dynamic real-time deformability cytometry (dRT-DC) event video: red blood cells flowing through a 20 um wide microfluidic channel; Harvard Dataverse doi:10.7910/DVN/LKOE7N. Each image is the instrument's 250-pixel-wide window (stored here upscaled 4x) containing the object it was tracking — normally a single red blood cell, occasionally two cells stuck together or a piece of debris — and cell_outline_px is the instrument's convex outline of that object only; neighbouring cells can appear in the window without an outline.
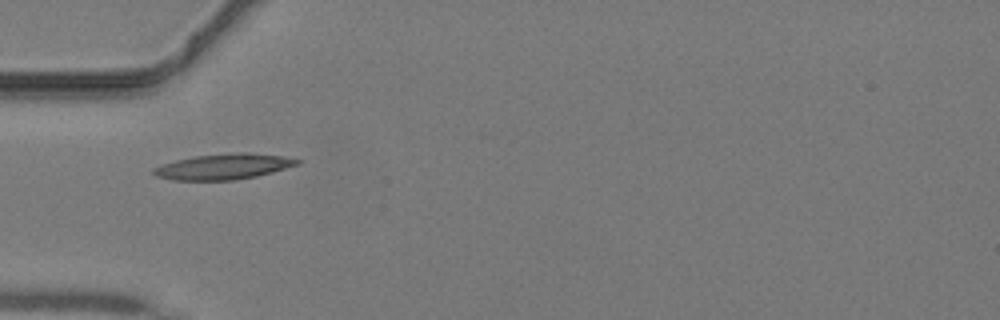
{"species": "common noctule bat (a hibernating species)", "species_latin": "Nyctalus noctula", "temperature_condition": "warm", "stored_images_in_passage": 6, "camera_frame_rate_fps": 3000, "um_per_image_px": 0.085, "animal": {"sex": "male", "body_mass_g": 19.2, "forearm_length_mm": 51.8}, "frame": {"image": 1, "passage_image": 1, "time_ms": 0.0, "image_size_px": [1000, 320], "cell_outline_px": [[304, 160], [300, 164], [272, 172], [256, 176], [236, 180], [172, 180], [156, 176], [152, 172], [152, 168], [176, 160], [196, 156], [240, 152], [248, 152], [284, 156]], "centroid_in_image_um": [19.05, 14.16], "position_along_channel_um": 66.0, "area_um2": 21.44}}
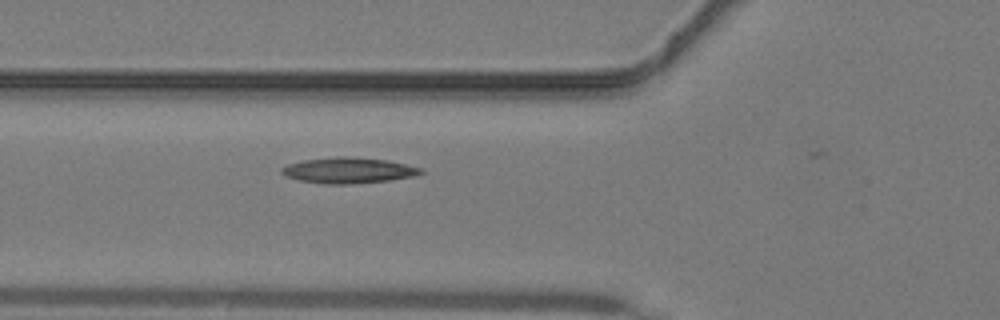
{"frame": {"image": 2, "passage_image": 3, "time_ms": 0.667, "image_size_px": [1000, 320], "cell_outline_px": [[424, 172], [412, 176], [388, 180], [348, 184], [324, 184], [300, 180], [284, 176], [280, 172], [280, 168], [288, 164], [304, 160], [336, 156], [348, 156], [388, 160], [424, 168]], "centroid_in_image_um": [29.6, 14.47], "position_along_channel_um": 96.2, "area_um2": 20.92}}
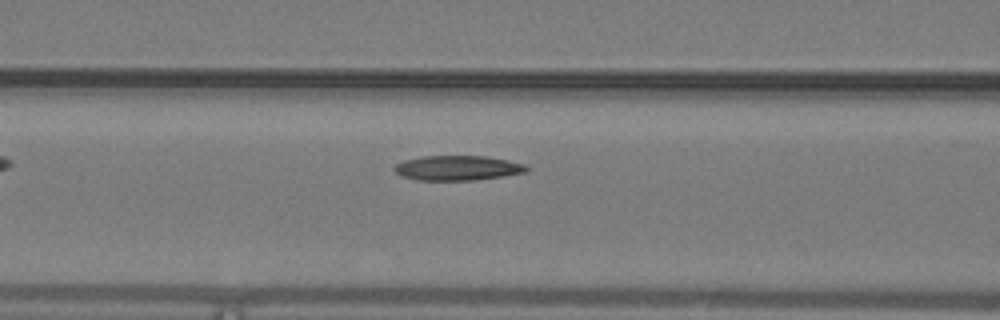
{"frame": {"image": 3, "passage_image": 5, "time_ms": 1.333, "image_size_px": [1000, 320], "cell_outline_px": [[528, 168], [524, 172], [504, 176], [476, 180], [416, 180], [404, 176], [396, 172], [392, 168], [396, 164], [404, 160], [424, 156], [488, 156], [508, 160], [524, 164]], "centroid_in_image_um": [38.89, 14.27], "position_along_channel_um": 127.7, "area_um2": 19.02}}